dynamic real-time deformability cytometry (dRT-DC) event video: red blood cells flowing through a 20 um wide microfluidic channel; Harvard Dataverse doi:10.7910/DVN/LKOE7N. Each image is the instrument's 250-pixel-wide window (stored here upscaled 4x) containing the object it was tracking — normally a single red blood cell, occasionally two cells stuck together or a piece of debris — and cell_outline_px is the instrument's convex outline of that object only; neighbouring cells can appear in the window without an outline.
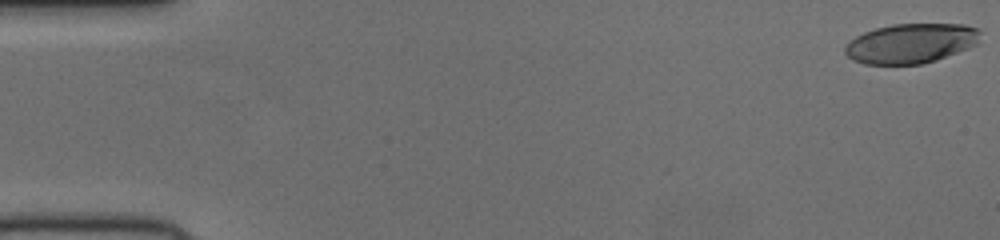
{"species": "human", "species_latin": "Homo sapiens", "temperature_condition": "cold", "stored_images_in_passage": 52, "camera_frame_rate_fps": 3000, "um_per_image_px": 0.085, "donor": {"sex": "female"}, "frame": {"image": 1, "passage_image": 1, "time_ms": 0.0, "image_size_px": [1000, 240], "cell_outline_px": [[980, 32], [976, 44], [968, 48], [936, 60], [920, 64], [864, 64], [852, 60], [844, 52], [844, 48], [856, 36], [864, 32], [876, 28], [892, 24], [964, 24], [980, 28]], "centroid_in_image_um": [77.43, 3.68], "position_along_channel_um": 7.6, "area_um2": 31.21}}
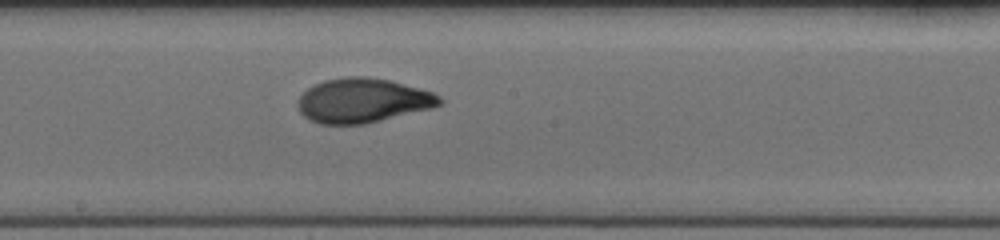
{"frame": {"image": 2, "passage_image": 29, "time_ms": 9.333, "image_size_px": [1000, 240], "cell_outline_px": [[444, 104], [432, 108], [364, 124], [320, 124], [308, 120], [300, 112], [300, 96], [308, 88], [324, 80], [348, 76], [368, 76], [388, 80], [432, 92], [440, 96], [444, 100]], "centroid_in_image_um": [30.86, 8.55], "position_along_channel_um": 217.3, "area_um2": 36.47}}
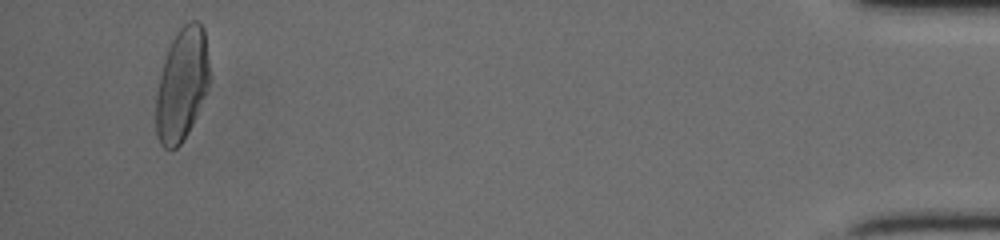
{"frame": {"image": 3, "passage_image": 50, "time_ms": 16.333, "image_size_px": [1000, 240], "cell_outline_px": [[208, 84], [204, 96], [192, 124], [188, 132], [180, 144], [176, 148], [164, 148], [160, 144], [156, 136], [156, 96], [160, 76], [164, 60], [168, 48], [176, 32], [184, 24], [192, 20], [196, 20], [204, 28], [208, 60]], "centroid_in_image_um": [15.44, 7.18], "position_along_channel_um": 419.8, "area_um2": 34.68}}